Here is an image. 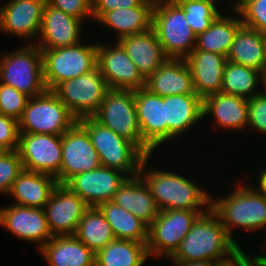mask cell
<instances>
[{
  "label": "cell",
  "mask_w": 266,
  "mask_h": 266,
  "mask_svg": "<svg viewBox=\"0 0 266 266\" xmlns=\"http://www.w3.org/2000/svg\"><path fill=\"white\" fill-rule=\"evenodd\" d=\"M150 157L146 156L142 161L139 176L150 189L159 211H208L211 208L212 195L185 176L161 169L146 171L145 167Z\"/></svg>",
  "instance_id": "cell-1"
},
{
  "label": "cell",
  "mask_w": 266,
  "mask_h": 266,
  "mask_svg": "<svg viewBox=\"0 0 266 266\" xmlns=\"http://www.w3.org/2000/svg\"><path fill=\"white\" fill-rule=\"evenodd\" d=\"M240 246L229 236L218 215L210 208L197 217L190 232L169 259L185 262L199 260L214 262L228 257Z\"/></svg>",
  "instance_id": "cell-2"
},
{
  "label": "cell",
  "mask_w": 266,
  "mask_h": 266,
  "mask_svg": "<svg viewBox=\"0 0 266 266\" xmlns=\"http://www.w3.org/2000/svg\"><path fill=\"white\" fill-rule=\"evenodd\" d=\"M252 187V189H251ZM236 185L232 193L221 198L211 196V209L218 215L229 236L235 227L247 231L266 229V197L252 185Z\"/></svg>",
  "instance_id": "cell-3"
},
{
  "label": "cell",
  "mask_w": 266,
  "mask_h": 266,
  "mask_svg": "<svg viewBox=\"0 0 266 266\" xmlns=\"http://www.w3.org/2000/svg\"><path fill=\"white\" fill-rule=\"evenodd\" d=\"M77 122L88 132L101 166L120 170L129 177L139 175L146 155L133 142L103 126L94 117Z\"/></svg>",
  "instance_id": "cell-4"
},
{
  "label": "cell",
  "mask_w": 266,
  "mask_h": 266,
  "mask_svg": "<svg viewBox=\"0 0 266 266\" xmlns=\"http://www.w3.org/2000/svg\"><path fill=\"white\" fill-rule=\"evenodd\" d=\"M26 43L24 47L4 55L0 54V83L12 86L29 98L47 90L44 82L43 54L35 44Z\"/></svg>",
  "instance_id": "cell-5"
},
{
  "label": "cell",
  "mask_w": 266,
  "mask_h": 266,
  "mask_svg": "<svg viewBox=\"0 0 266 266\" xmlns=\"http://www.w3.org/2000/svg\"><path fill=\"white\" fill-rule=\"evenodd\" d=\"M152 29L168 58L186 59L195 48L196 35L175 0L154 6Z\"/></svg>",
  "instance_id": "cell-6"
},
{
  "label": "cell",
  "mask_w": 266,
  "mask_h": 266,
  "mask_svg": "<svg viewBox=\"0 0 266 266\" xmlns=\"http://www.w3.org/2000/svg\"><path fill=\"white\" fill-rule=\"evenodd\" d=\"M94 118L152 156L153 150L142 139L133 90L109 89Z\"/></svg>",
  "instance_id": "cell-7"
},
{
  "label": "cell",
  "mask_w": 266,
  "mask_h": 266,
  "mask_svg": "<svg viewBox=\"0 0 266 266\" xmlns=\"http://www.w3.org/2000/svg\"><path fill=\"white\" fill-rule=\"evenodd\" d=\"M77 120L52 90L29 98L18 120L19 133L63 135Z\"/></svg>",
  "instance_id": "cell-8"
},
{
  "label": "cell",
  "mask_w": 266,
  "mask_h": 266,
  "mask_svg": "<svg viewBox=\"0 0 266 266\" xmlns=\"http://www.w3.org/2000/svg\"><path fill=\"white\" fill-rule=\"evenodd\" d=\"M98 44H75L68 47L41 50L44 82L47 90L59 83L88 73L97 67Z\"/></svg>",
  "instance_id": "cell-9"
},
{
  "label": "cell",
  "mask_w": 266,
  "mask_h": 266,
  "mask_svg": "<svg viewBox=\"0 0 266 266\" xmlns=\"http://www.w3.org/2000/svg\"><path fill=\"white\" fill-rule=\"evenodd\" d=\"M108 90L97 66L88 73L59 83L52 91L79 121L97 114Z\"/></svg>",
  "instance_id": "cell-10"
},
{
  "label": "cell",
  "mask_w": 266,
  "mask_h": 266,
  "mask_svg": "<svg viewBox=\"0 0 266 266\" xmlns=\"http://www.w3.org/2000/svg\"><path fill=\"white\" fill-rule=\"evenodd\" d=\"M206 211L164 210L148 226L147 251L150 256L170 257L190 232L193 222Z\"/></svg>",
  "instance_id": "cell-11"
},
{
  "label": "cell",
  "mask_w": 266,
  "mask_h": 266,
  "mask_svg": "<svg viewBox=\"0 0 266 266\" xmlns=\"http://www.w3.org/2000/svg\"><path fill=\"white\" fill-rule=\"evenodd\" d=\"M23 170L50 174L60 184L62 135L19 133Z\"/></svg>",
  "instance_id": "cell-12"
},
{
  "label": "cell",
  "mask_w": 266,
  "mask_h": 266,
  "mask_svg": "<svg viewBox=\"0 0 266 266\" xmlns=\"http://www.w3.org/2000/svg\"><path fill=\"white\" fill-rule=\"evenodd\" d=\"M129 176L124 172L100 166L78 173L64 185L76 193L89 207L112 201L114 194Z\"/></svg>",
  "instance_id": "cell-13"
},
{
  "label": "cell",
  "mask_w": 266,
  "mask_h": 266,
  "mask_svg": "<svg viewBox=\"0 0 266 266\" xmlns=\"http://www.w3.org/2000/svg\"><path fill=\"white\" fill-rule=\"evenodd\" d=\"M113 47L98 44L97 66L109 89L139 90L145 88V79L127 55L122 45L115 41Z\"/></svg>",
  "instance_id": "cell-14"
},
{
  "label": "cell",
  "mask_w": 266,
  "mask_h": 266,
  "mask_svg": "<svg viewBox=\"0 0 266 266\" xmlns=\"http://www.w3.org/2000/svg\"><path fill=\"white\" fill-rule=\"evenodd\" d=\"M101 166L98 153L92 145L88 132L76 122L62 135V162L60 184H65L78 173Z\"/></svg>",
  "instance_id": "cell-15"
},
{
  "label": "cell",
  "mask_w": 266,
  "mask_h": 266,
  "mask_svg": "<svg viewBox=\"0 0 266 266\" xmlns=\"http://www.w3.org/2000/svg\"><path fill=\"white\" fill-rule=\"evenodd\" d=\"M0 226L22 241L37 243L39 250L54 237L43 208L14 204L0 208Z\"/></svg>",
  "instance_id": "cell-16"
},
{
  "label": "cell",
  "mask_w": 266,
  "mask_h": 266,
  "mask_svg": "<svg viewBox=\"0 0 266 266\" xmlns=\"http://www.w3.org/2000/svg\"><path fill=\"white\" fill-rule=\"evenodd\" d=\"M89 206L64 184H58L43 208L53 236L74 235Z\"/></svg>",
  "instance_id": "cell-17"
},
{
  "label": "cell",
  "mask_w": 266,
  "mask_h": 266,
  "mask_svg": "<svg viewBox=\"0 0 266 266\" xmlns=\"http://www.w3.org/2000/svg\"><path fill=\"white\" fill-rule=\"evenodd\" d=\"M45 4L46 0L7 1L0 6V31L31 41L37 36V41Z\"/></svg>",
  "instance_id": "cell-18"
},
{
  "label": "cell",
  "mask_w": 266,
  "mask_h": 266,
  "mask_svg": "<svg viewBox=\"0 0 266 266\" xmlns=\"http://www.w3.org/2000/svg\"><path fill=\"white\" fill-rule=\"evenodd\" d=\"M83 23L80 19L46 3L43 8L40 37L32 43L41 50L73 46L81 42Z\"/></svg>",
  "instance_id": "cell-19"
},
{
  "label": "cell",
  "mask_w": 266,
  "mask_h": 266,
  "mask_svg": "<svg viewBox=\"0 0 266 266\" xmlns=\"http://www.w3.org/2000/svg\"><path fill=\"white\" fill-rule=\"evenodd\" d=\"M134 99L142 139L155 151L159 145L167 142L163 97L149 92L146 88H141L134 90Z\"/></svg>",
  "instance_id": "cell-20"
},
{
  "label": "cell",
  "mask_w": 266,
  "mask_h": 266,
  "mask_svg": "<svg viewBox=\"0 0 266 266\" xmlns=\"http://www.w3.org/2000/svg\"><path fill=\"white\" fill-rule=\"evenodd\" d=\"M192 74L195 92L202 99L222 91L227 57L202 50H193L185 59Z\"/></svg>",
  "instance_id": "cell-21"
},
{
  "label": "cell",
  "mask_w": 266,
  "mask_h": 266,
  "mask_svg": "<svg viewBox=\"0 0 266 266\" xmlns=\"http://www.w3.org/2000/svg\"><path fill=\"white\" fill-rule=\"evenodd\" d=\"M145 88L162 97L196 94L191 70L185 59L168 58L145 80Z\"/></svg>",
  "instance_id": "cell-22"
},
{
  "label": "cell",
  "mask_w": 266,
  "mask_h": 266,
  "mask_svg": "<svg viewBox=\"0 0 266 266\" xmlns=\"http://www.w3.org/2000/svg\"><path fill=\"white\" fill-rule=\"evenodd\" d=\"M167 142L184 135L203 117V99L197 94H180L163 97Z\"/></svg>",
  "instance_id": "cell-23"
},
{
  "label": "cell",
  "mask_w": 266,
  "mask_h": 266,
  "mask_svg": "<svg viewBox=\"0 0 266 266\" xmlns=\"http://www.w3.org/2000/svg\"><path fill=\"white\" fill-rule=\"evenodd\" d=\"M118 42L145 80L168 59L152 28L123 37Z\"/></svg>",
  "instance_id": "cell-24"
},
{
  "label": "cell",
  "mask_w": 266,
  "mask_h": 266,
  "mask_svg": "<svg viewBox=\"0 0 266 266\" xmlns=\"http://www.w3.org/2000/svg\"><path fill=\"white\" fill-rule=\"evenodd\" d=\"M58 184L50 174L23 170L7 195L15 198L14 205L44 208Z\"/></svg>",
  "instance_id": "cell-25"
},
{
  "label": "cell",
  "mask_w": 266,
  "mask_h": 266,
  "mask_svg": "<svg viewBox=\"0 0 266 266\" xmlns=\"http://www.w3.org/2000/svg\"><path fill=\"white\" fill-rule=\"evenodd\" d=\"M208 114L223 129H243L248 126L247 98L222 92L208 95L203 99V117Z\"/></svg>",
  "instance_id": "cell-26"
},
{
  "label": "cell",
  "mask_w": 266,
  "mask_h": 266,
  "mask_svg": "<svg viewBox=\"0 0 266 266\" xmlns=\"http://www.w3.org/2000/svg\"><path fill=\"white\" fill-rule=\"evenodd\" d=\"M112 202L131 212L147 226L159 213L150 189L139 175L128 177L114 194Z\"/></svg>",
  "instance_id": "cell-27"
},
{
  "label": "cell",
  "mask_w": 266,
  "mask_h": 266,
  "mask_svg": "<svg viewBox=\"0 0 266 266\" xmlns=\"http://www.w3.org/2000/svg\"><path fill=\"white\" fill-rule=\"evenodd\" d=\"M40 252L49 266H95V253L75 235L54 236Z\"/></svg>",
  "instance_id": "cell-28"
},
{
  "label": "cell",
  "mask_w": 266,
  "mask_h": 266,
  "mask_svg": "<svg viewBox=\"0 0 266 266\" xmlns=\"http://www.w3.org/2000/svg\"><path fill=\"white\" fill-rule=\"evenodd\" d=\"M153 9L152 4L143 1L137 7L107 11L97 21L117 31L116 41H118L123 37L150 30L152 28Z\"/></svg>",
  "instance_id": "cell-29"
},
{
  "label": "cell",
  "mask_w": 266,
  "mask_h": 266,
  "mask_svg": "<svg viewBox=\"0 0 266 266\" xmlns=\"http://www.w3.org/2000/svg\"><path fill=\"white\" fill-rule=\"evenodd\" d=\"M227 60L264 73L266 69L265 34L242 25L234 37Z\"/></svg>",
  "instance_id": "cell-30"
},
{
  "label": "cell",
  "mask_w": 266,
  "mask_h": 266,
  "mask_svg": "<svg viewBox=\"0 0 266 266\" xmlns=\"http://www.w3.org/2000/svg\"><path fill=\"white\" fill-rule=\"evenodd\" d=\"M243 25L241 18L225 16L222 12L210 27L196 36L194 50L228 55L238 29Z\"/></svg>",
  "instance_id": "cell-31"
},
{
  "label": "cell",
  "mask_w": 266,
  "mask_h": 266,
  "mask_svg": "<svg viewBox=\"0 0 266 266\" xmlns=\"http://www.w3.org/2000/svg\"><path fill=\"white\" fill-rule=\"evenodd\" d=\"M148 258L146 243L115 239L95 253V266H142Z\"/></svg>",
  "instance_id": "cell-32"
},
{
  "label": "cell",
  "mask_w": 266,
  "mask_h": 266,
  "mask_svg": "<svg viewBox=\"0 0 266 266\" xmlns=\"http://www.w3.org/2000/svg\"><path fill=\"white\" fill-rule=\"evenodd\" d=\"M113 230L115 239L147 243L148 226L112 201L98 206Z\"/></svg>",
  "instance_id": "cell-33"
},
{
  "label": "cell",
  "mask_w": 266,
  "mask_h": 266,
  "mask_svg": "<svg viewBox=\"0 0 266 266\" xmlns=\"http://www.w3.org/2000/svg\"><path fill=\"white\" fill-rule=\"evenodd\" d=\"M74 235L94 253L115 240L112 228L98 207L85 211Z\"/></svg>",
  "instance_id": "cell-34"
},
{
  "label": "cell",
  "mask_w": 266,
  "mask_h": 266,
  "mask_svg": "<svg viewBox=\"0 0 266 266\" xmlns=\"http://www.w3.org/2000/svg\"><path fill=\"white\" fill-rule=\"evenodd\" d=\"M262 77L263 73L257 69L227 61L221 92L251 98L262 92L256 88L262 83Z\"/></svg>",
  "instance_id": "cell-35"
},
{
  "label": "cell",
  "mask_w": 266,
  "mask_h": 266,
  "mask_svg": "<svg viewBox=\"0 0 266 266\" xmlns=\"http://www.w3.org/2000/svg\"><path fill=\"white\" fill-rule=\"evenodd\" d=\"M184 10V16L194 34L203 33L220 14V10L209 2L196 0H175Z\"/></svg>",
  "instance_id": "cell-36"
},
{
  "label": "cell",
  "mask_w": 266,
  "mask_h": 266,
  "mask_svg": "<svg viewBox=\"0 0 266 266\" xmlns=\"http://www.w3.org/2000/svg\"><path fill=\"white\" fill-rule=\"evenodd\" d=\"M23 171L18 150L0 153V194H8L13 182Z\"/></svg>",
  "instance_id": "cell-37"
},
{
  "label": "cell",
  "mask_w": 266,
  "mask_h": 266,
  "mask_svg": "<svg viewBox=\"0 0 266 266\" xmlns=\"http://www.w3.org/2000/svg\"><path fill=\"white\" fill-rule=\"evenodd\" d=\"M29 97L12 86L0 83V114L19 120Z\"/></svg>",
  "instance_id": "cell-38"
},
{
  "label": "cell",
  "mask_w": 266,
  "mask_h": 266,
  "mask_svg": "<svg viewBox=\"0 0 266 266\" xmlns=\"http://www.w3.org/2000/svg\"><path fill=\"white\" fill-rule=\"evenodd\" d=\"M243 25L266 34V0H253L238 13Z\"/></svg>",
  "instance_id": "cell-39"
},
{
  "label": "cell",
  "mask_w": 266,
  "mask_h": 266,
  "mask_svg": "<svg viewBox=\"0 0 266 266\" xmlns=\"http://www.w3.org/2000/svg\"><path fill=\"white\" fill-rule=\"evenodd\" d=\"M248 127L266 136V95L261 92L247 99Z\"/></svg>",
  "instance_id": "cell-40"
},
{
  "label": "cell",
  "mask_w": 266,
  "mask_h": 266,
  "mask_svg": "<svg viewBox=\"0 0 266 266\" xmlns=\"http://www.w3.org/2000/svg\"><path fill=\"white\" fill-rule=\"evenodd\" d=\"M19 124L18 120L0 114V149L2 151L18 150Z\"/></svg>",
  "instance_id": "cell-41"
},
{
  "label": "cell",
  "mask_w": 266,
  "mask_h": 266,
  "mask_svg": "<svg viewBox=\"0 0 266 266\" xmlns=\"http://www.w3.org/2000/svg\"><path fill=\"white\" fill-rule=\"evenodd\" d=\"M46 3L80 19L82 22L87 17L93 18L92 0H46Z\"/></svg>",
  "instance_id": "cell-42"
},
{
  "label": "cell",
  "mask_w": 266,
  "mask_h": 266,
  "mask_svg": "<svg viewBox=\"0 0 266 266\" xmlns=\"http://www.w3.org/2000/svg\"><path fill=\"white\" fill-rule=\"evenodd\" d=\"M247 255L242 247H239L228 257L214 261L213 266H266L262 255H253L252 258Z\"/></svg>",
  "instance_id": "cell-43"
},
{
  "label": "cell",
  "mask_w": 266,
  "mask_h": 266,
  "mask_svg": "<svg viewBox=\"0 0 266 266\" xmlns=\"http://www.w3.org/2000/svg\"><path fill=\"white\" fill-rule=\"evenodd\" d=\"M142 2V0H92L93 20L97 21L107 11L137 7Z\"/></svg>",
  "instance_id": "cell-44"
},
{
  "label": "cell",
  "mask_w": 266,
  "mask_h": 266,
  "mask_svg": "<svg viewBox=\"0 0 266 266\" xmlns=\"http://www.w3.org/2000/svg\"><path fill=\"white\" fill-rule=\"evenodd\" d=\"M259 176L258 178V184L256 183L255 188L266 197V168H263L261 171H258Z\"/></svg>",
  "instance_id": "cell-45"
},
{
  "label": "cell",
  "mask_w": 266,
  "mask_h": 266,
  "mask_svg": "<svg viewBox=\"0 0 266 266\" xmlns=\"http://www.w3.org/2000/svg\"><path fill=\"white\" fill-rule=\"evenodd\" d=\"M174 262V266H213V262L210 260H199L192 262L185 261H172Z\"/></svg>",
  "instance_id": "cell-46"
},
{
  "label": "cell",
  "mask_w": 266,
  "mask_h": 266,
  "mask_svg": "<svg viewBox=\"0 0 266 266\" xmlns=\"http://www.w3.org/2000/svg\"><path fill=\"white\" fill-rule=\"evenodd\" d=\"M253 0H236L233 4L231 3V8L233 12L238 13L247 3L251 2ZM235 3V4H234Z\"/></svg>",
  "instance_id": "cell-47"
},
{
  "label": "cell",
  "mask_w": 266,
  "mask_h": 266,
  "mask_svg": "<svg viewBox=\"0 0 266 266\" xmlns=\"http://www.w3.org/2000/svg\"><path fill=\"white\" fill-rule=\"evenodd\" d=\"M142 1L150 3L153 6H155V5H158V4H161V3L165 2L167 0H142Z\"/></svg>",
  "instance_id": "cell-48"
},
{
  "label": "cell",
  "mask_w": 266,
  "mask_h": 266,
  "mask_svg": "<svg viewBox=\"0 0 266 266\" xmlns=\"http://www.w3.org/2000/svg\"><path fill=\"white\" fill-rule=\"evenodd\" d=\"M262 87L264 88V90L262 89V92L266 95V69L263 73V77H262V83H261Z\"/></svg>",
  "instance_id": "cell-49"
},
{
  "label": "cell",
  "mask_w": 266,
  "mask_h": 266,
  "mask_svg": "<svg viewBox=\"0 0 266 266\" xmlns=\"http://www.w3.org/2000/svg\"><path fill=\"white\" fill-rule=\"evenodd\" d=\"M196 1H205V2H209L211 3L212 5H214L216 8H217V4L215 3L216 0H196ZM218 1V0H217Z\"/></svg>",
  "instance_id": "cell-50"
},
{
  "label": "cell",
  "mask_w": 266,
  "mask_h": 266,
  "mask_svg": "<svg viewBox=\"0 0 266 266\" xmlns=\"http://www.w3.org/2000/svg\"><path fill=\"white\" fill-rule=\"evenodd\" d=\"M265 53H266V34H265Z\"/></svg>",
  "instance_id": "cell-51"
}]
</instances>
